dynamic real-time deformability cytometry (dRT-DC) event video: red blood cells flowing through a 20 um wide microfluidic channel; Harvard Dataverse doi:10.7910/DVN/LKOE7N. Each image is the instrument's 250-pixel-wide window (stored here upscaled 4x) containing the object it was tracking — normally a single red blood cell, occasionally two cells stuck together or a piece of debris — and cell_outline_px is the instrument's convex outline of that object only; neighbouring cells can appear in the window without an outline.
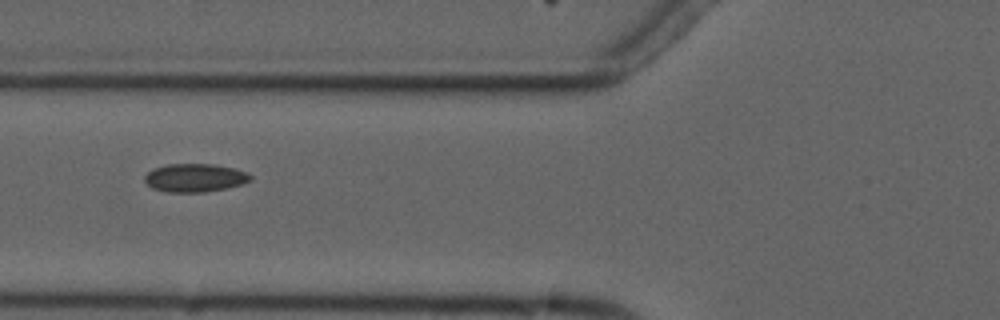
{"species": "common noctule bat (a hibernating species)", "species_latin": "Nyctalus noctula", "temperature_condition": "cold", "stored_images_in_passage": 4, "camera_frame_rate_fps": 3000, "um_per_image_px": 0.085, "animal": {"sex": "male", "forearm_length_mm": 52.5}, "frame": {"image": 1, "passage_image": 2, "time_ms": 2.0, "image_size_px": [1000, 320], "cell_outline_px": [[252, 180], [244, 184], [228, 188], [204, 192], [164, 192], [152, 188], [144, 180], [144, 176], [152, 168], [168, 164], [212, 164], [232, 168], [248, 172], [252, 176]], "centroid_in_image_um": [16.58, 15.12], "position_along_channel_um": 109.2, "area_um2": 17.63}}
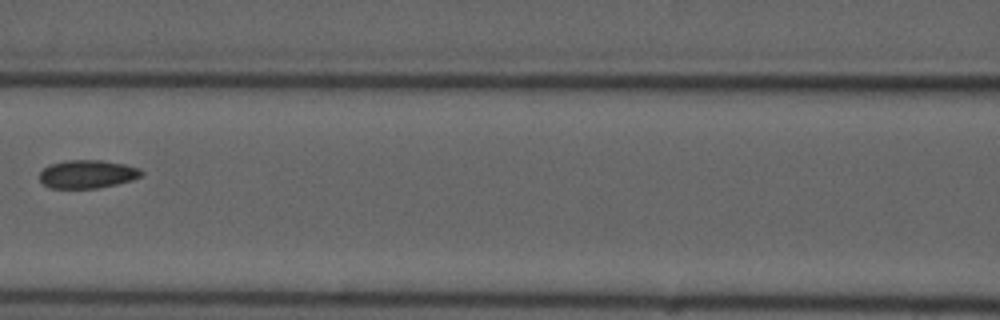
{"frame": {"image": 2, "passage_image": 3, "time_ms": 3.333, "image_size_px": [1000, 320], "cell_outline_px": [[144, 172], [140, 176], [132, 180], [116, 184], [96, 188], [48, 188], [40, 180], [40, 172], [44, 168], [52, 164], [64, 160], [104, 160], [124, 164], [140, 168]], "centroid_in_image_um": [7.43, 14.79], "position_along_channel_um": 159.2, "area_um2": 16.76}}
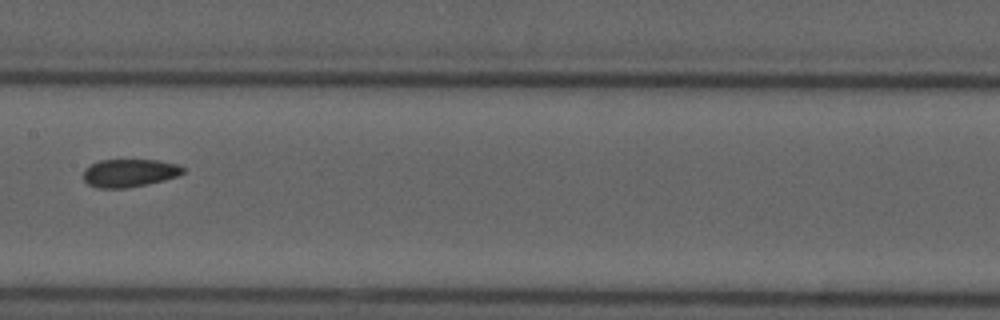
{"frame": {"image": 3, "passage_image": 4, "time_ms": 4.333, "image_size_px": [1000, 320], "cell_outline_px": [[188, 168], [184, 172], [176, 176], [164, 180], [124, 188], [96, 188], [88, 184], [84, 180], [84, 168], [100, 160], [156, 160], [176, 164]], "centroid_in_image_um": [11.0, 14.7], "position_along_channel_um": 196.4, "area_um2": 16.13}}